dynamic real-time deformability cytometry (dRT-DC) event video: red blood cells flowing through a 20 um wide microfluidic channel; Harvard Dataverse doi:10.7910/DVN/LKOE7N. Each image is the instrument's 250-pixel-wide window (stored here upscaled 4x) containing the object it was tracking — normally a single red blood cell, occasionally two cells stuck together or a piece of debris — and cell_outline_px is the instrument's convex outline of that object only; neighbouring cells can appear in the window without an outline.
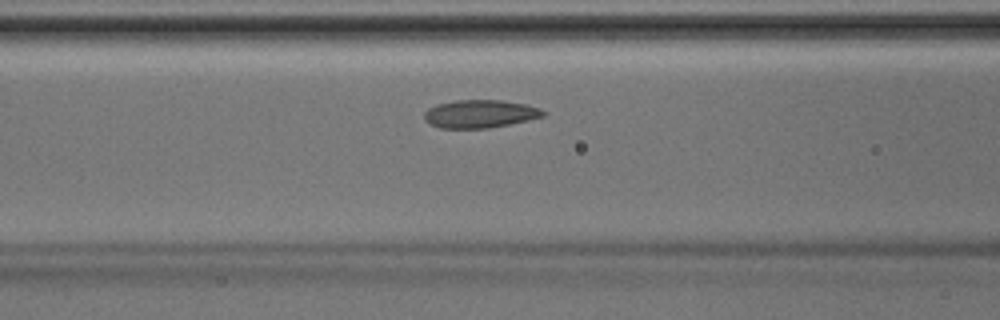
{"species": "Egyptian fruit bat (a non-hibernating species)", "species_latin": "Rousettus aegyptiacus", "temperature_condition": "room temperature", "stored_images_in_passage": 38, "camera_frame_rate_fps": 3000, "um_per_image_px": 0.085, "animal": {"sex": "male"}, "frame": {"image": 1, "passage_image": 11, "time_ms": 3.333, "image_size_px": [1000, 320], "cell_outline_px": [[548, 112], [544, 116], [528, 120], [488, 128], [440, 128], [428, 124], [424, 120], [424, 112], [428, 108], [436, 104], [452, 100], [500, 100], [524, 104], [540, 108]], "centroid_in_image_um": [40.76, 9.67], "position_along_channel_um": 125.8, "area_um2": 19.54}}
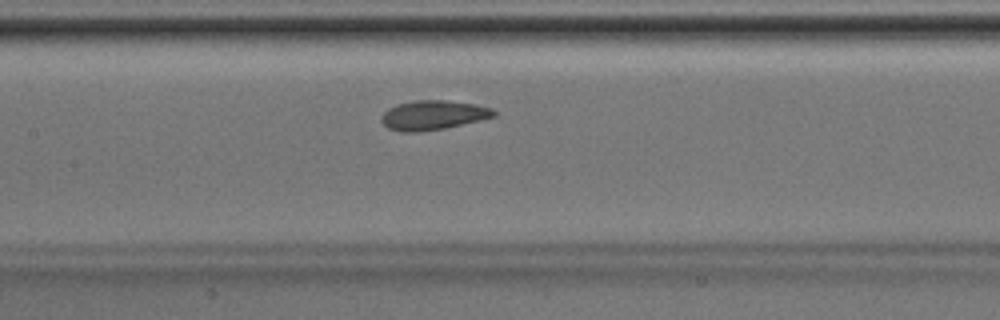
{"frame": {"image": 2, "passage_image": 14, "time_ms": 4.333, "image_size_px": [1000, 320], "cell_outline_px": [[496, 116], [444, 128], [420, 132], [400, 132], [388, 128], [380, 120], [380, 116], [388, 108], [396, 104], [416, 100], [452, 100], [492, 108], [496, 112]], "centroid_in_image_um": [36.77, 9.78], "position_along_channel_um": 170.6, "area_um2": 19.31}}
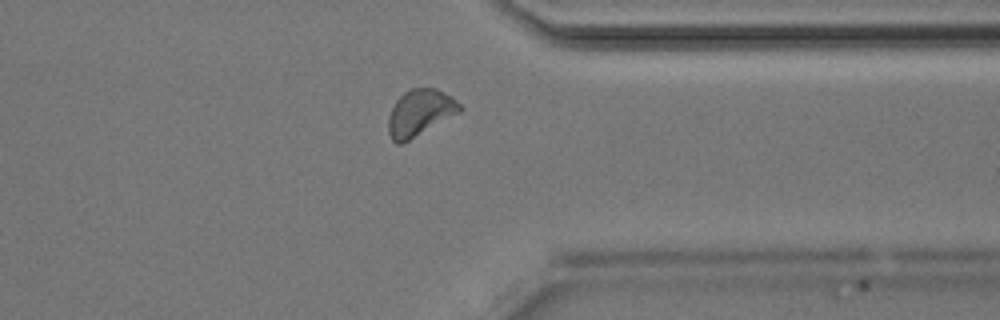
{"frame": {"image": 3, "passage_image": 28, "time_ms": 9.0, "image_size_px": [1000, 320], "cell_outline_px": [[464, 108], [460, 112], [408, 140], [400, 144], [396, 144], [392, 140], [388, 132], [388, 116], [396, 100], [404, 92], [412, 88], [436, 88], [452, 96]], "centroid_in_image_um": [35.69, 9.57], "position_along_channel_um": 375.7, "area_um2": 19.19}}